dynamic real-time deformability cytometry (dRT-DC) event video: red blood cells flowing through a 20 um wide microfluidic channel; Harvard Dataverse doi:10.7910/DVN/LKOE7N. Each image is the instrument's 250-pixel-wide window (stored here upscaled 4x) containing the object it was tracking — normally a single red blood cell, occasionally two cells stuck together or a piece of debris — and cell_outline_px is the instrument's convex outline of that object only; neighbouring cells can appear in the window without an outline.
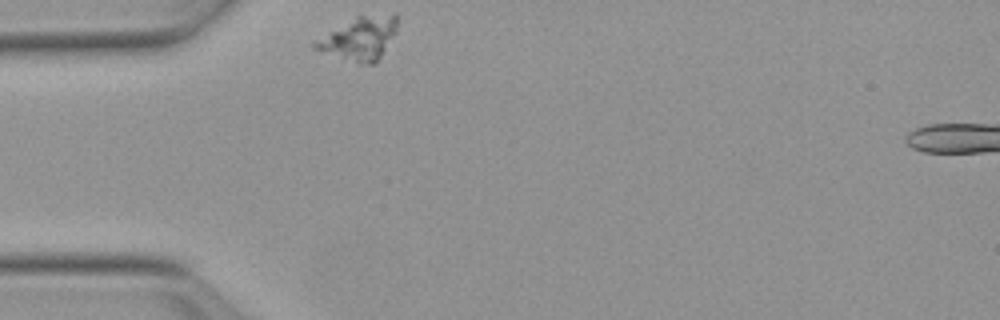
{"species": "Egyptian fruit bat (a non-hibernating species)", "species_latin": "Rousettus aegyptiacus", "temperature_condition": "warm", "stored_images_in_passage": 42, "camera_frame_rate_fps": 3000, "um_per_image_px": 0.085, "animal": {"sex": "female"}, "frame": {"image": 1, "passage_image": 1, "time_ms": 0.0, "image_size_px": [1000, 320], "cell_outline_px": [[396, 32], [380, 56], [372, 64], [360, 64], [312, 48], [308, 44], [356, 16], [396, 12]], "centroid_in_image_um": [30.54, 3.24], "position_along_channel_um": 54.5, "area_um2": 20.4}}
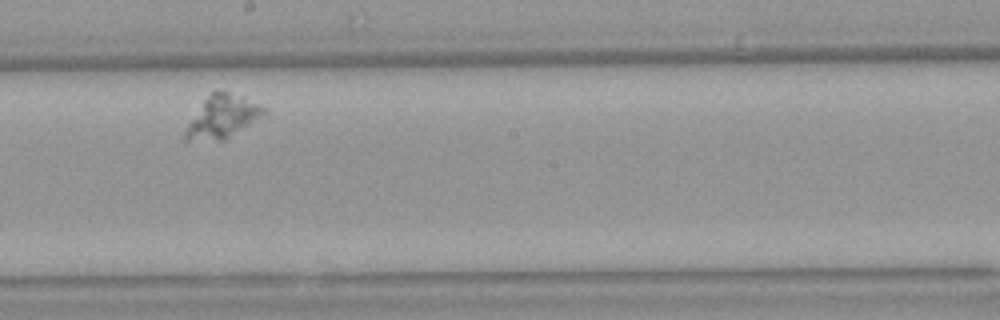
{"frame": {"image": 2, "passage_image": 18, "time_ms": 5.667, "image_size_px": [1000, 320], "cell_outline_px": [[268, 112], [264, 116], [224, 140], [184, 140], [184, 132], [188, 124], [204, 100], [216, 88], [244, 96], [268, 108]], "centroid_in_image_um": [18.96, 9.89], "position_along_channel_um": 229.2, "area_um2": 19.65}}
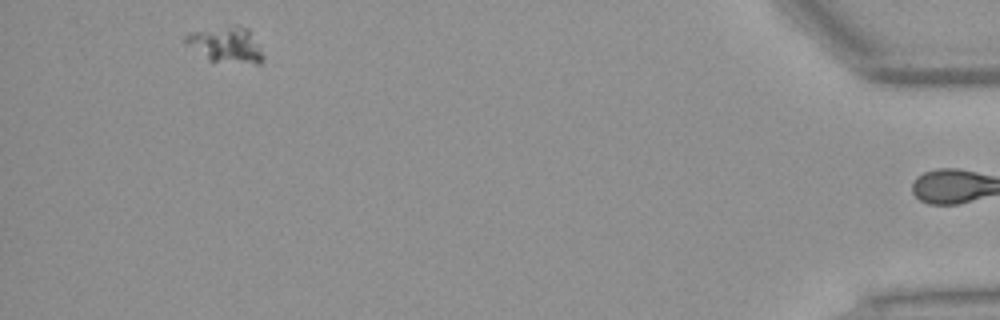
{"frame": {"image": 3, "passage_image": 41, "time_ms": 13.333, "image_size_px": [1000, 320], "cell_outline_px": [[264, 60], [260, 64], [256, 64], [208, 60], [184, 44], [180, 40], [184, 36], [192, 32], [228, 24], [240, 24], [248, 28], [264, 56]], "centroid_in_image_um": [19.17, 3.77], "position_along_channel_um": 416.0, "area_um2": 16.59}}